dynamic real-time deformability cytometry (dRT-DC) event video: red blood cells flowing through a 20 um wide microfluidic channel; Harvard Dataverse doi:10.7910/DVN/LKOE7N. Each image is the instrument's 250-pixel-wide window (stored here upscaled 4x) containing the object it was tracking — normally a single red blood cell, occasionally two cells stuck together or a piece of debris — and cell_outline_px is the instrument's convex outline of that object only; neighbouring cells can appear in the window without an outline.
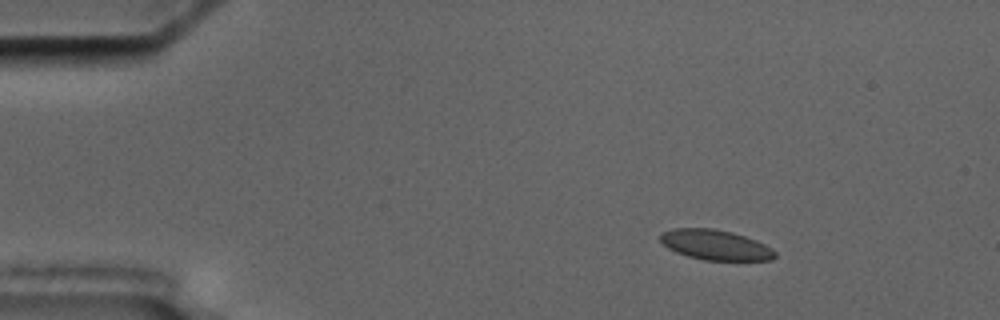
{"species": "common noctule bat (a hibernating species)", "species_latin": "Nyctalus noctula", "temperature_condition": "cold", "stored_images_in_passage": 6, "camera_frame_rate_fps": 3000, "um_per_image_px": 0.085, "animal": {"sex": "male", "body_mass_g": 17.5, "forearm_length_mm": 52.3}, "frame": {"image": 1, "passage_image": 2, "time_ms": 1.333, "image_size_px": [1000, 320], "cell_outline_px": [[776, 256], [772, 260], [704, 260], [688, 256], [676, 252], [668, 248], [660, 240], [660, 232], [672, 228], [712, 228], [732, 232], [756, 240], [772, 248], [776, 252]], "centroid_in_image_um": [60.8, 20.81], "position_along_channel_um": 24.2, "area_um2": 20.17}}
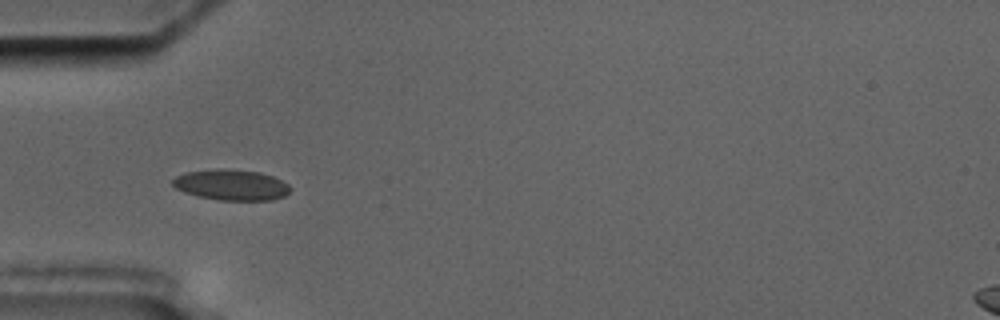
{"frame": {"image": 2, "passage_image": 5, "time_ms": 4.667, "image_size_px": [1000, 320], "cell_outline_px": [[292, 188], [284, 196], [272, 200], [220, 200], [196, 196], [184, 192], [176, 188], [172, 184], [172, 180], [176, 176], [184, 172], [216, 168], [224, 168], [260, 172], [272, 176], [288, 184]], "centroid_in_image_um": [19.64, 15.71], "position_along_channel_um": 65.4, "area_um2": 21.21}}